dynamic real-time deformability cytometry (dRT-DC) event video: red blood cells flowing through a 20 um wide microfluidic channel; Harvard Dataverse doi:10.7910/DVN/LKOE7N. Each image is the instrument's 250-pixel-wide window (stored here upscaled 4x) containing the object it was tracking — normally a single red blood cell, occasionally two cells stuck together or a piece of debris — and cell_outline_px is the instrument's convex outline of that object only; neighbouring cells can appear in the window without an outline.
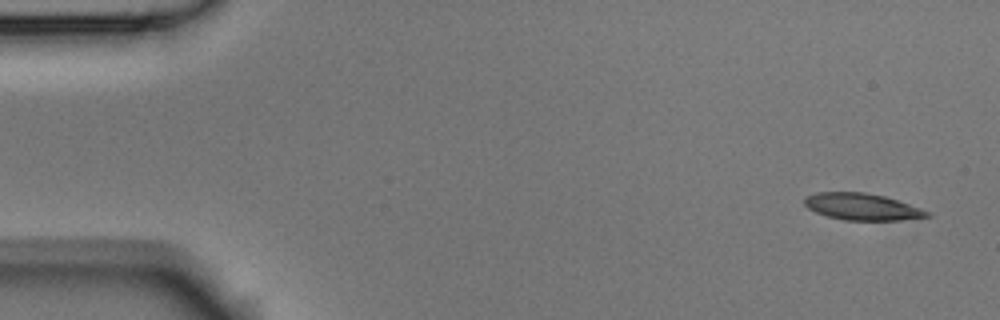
{"species": "Egyptian fruit bat (a non-hibernating species)", "species_latin": "Rousettus aegyptiacus", "temperature_condition": "room temperature", "stored_images_in_passage": 3, "camera_frame_rate_fps": 3000, "um_per_image_px": 0.085, "animal": {"sex": "male"}, "frame": {"image": 1, "passage_image": 1, "time_ms": 0.0, "image_size_px": [1000, 320], "cell_outline_px": [[932, 216], [900, 220], [844, 220], [828, 216], [816, 212], [808, 208], [804, 204], [804, 196], [816, 192], [864, 192], [884, 196], [932, 212]], "centroid_in_image_um": [73.26, 17.57], "position_along_channel_um": 11.7, "area_um2": 19.07}}